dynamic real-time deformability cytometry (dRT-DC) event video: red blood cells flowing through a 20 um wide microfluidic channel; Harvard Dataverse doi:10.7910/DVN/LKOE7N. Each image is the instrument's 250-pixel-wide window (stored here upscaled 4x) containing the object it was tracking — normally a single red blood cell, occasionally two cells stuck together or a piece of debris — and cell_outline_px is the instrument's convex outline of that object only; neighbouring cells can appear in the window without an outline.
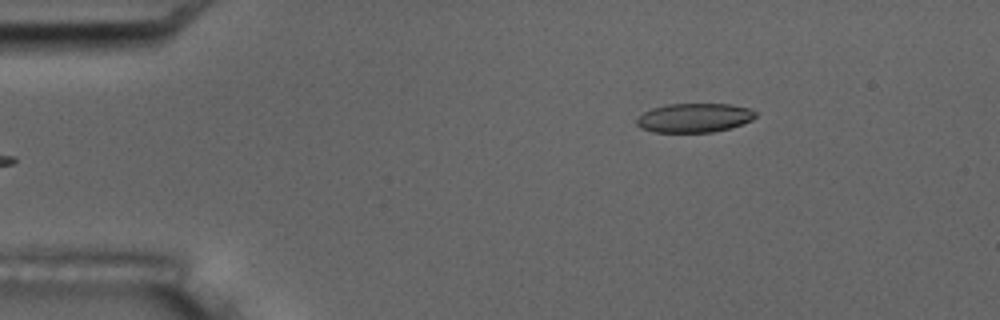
{"species": "common noctule bat (a hibernating species)", "species_latin": "Nyctalus noctula", "temperature_condition": "room temperature", "stored_images_in_passage": 5, "camera_frame_rate_fps": 3000, "um_per_image_px": 0.085, "animal": {"sex": "male", "body_mass_g": 17.5, "forearm_length_mm": 52.3}, "frame": {"image": 1, "passage_image": 5, "time_ms": 5.667, "image_size_px": [1000, 320], "cell_outline_px": [[756, 116], [752, 120], [732, 128], [712, 132], [652, 132], [640, 128], [636, 124], [636, 120], [644, 112], [652, 108], [668, 104], [732, 104], [752, 108], [756, 112]], "centroid_in_image_um": [59.05, 10.01], "position_along_channel_um": 26.0, "area_um2": 20.35}}